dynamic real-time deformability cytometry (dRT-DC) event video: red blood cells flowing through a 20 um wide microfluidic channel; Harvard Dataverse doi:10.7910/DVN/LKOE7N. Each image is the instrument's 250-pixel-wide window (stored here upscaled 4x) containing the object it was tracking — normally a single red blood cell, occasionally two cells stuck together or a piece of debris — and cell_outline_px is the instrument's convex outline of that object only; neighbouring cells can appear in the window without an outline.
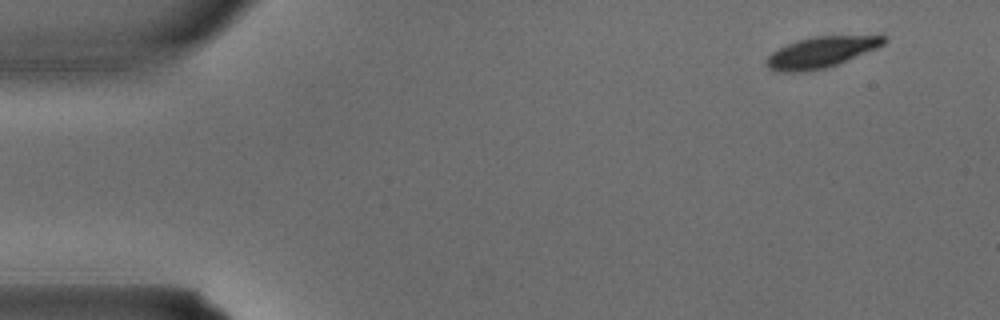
{"species": "common noctule bat (a hibernating species)", "species_latin": "Nyctalus noctula", "temperature_condition": "warm", "stored_images_in_passage": 3, "camera_frame_rate_fps": 3000, "um_per_image_px": 0.085, "animal": {"sex": "male", "body_mass_g": 15.6}, "frame": {"image": 1, "passage_image": 1, "time_ms": 0.0, "image_size_px": [1000, 320], "cell_outline_px": [[888, 40], [884, 44], [876, 48], [848, 60], [824, 68], [808, 72], [776, 72], [768, 68], [764, 64], [764, 60], [772, 52], [796, 40], [816, 36], [880, 32], [888, 36]], "centroid_in_image_um": [69.9, 4.38], "position_along_channel_um": 15.1, "area_um2": 22.2}}
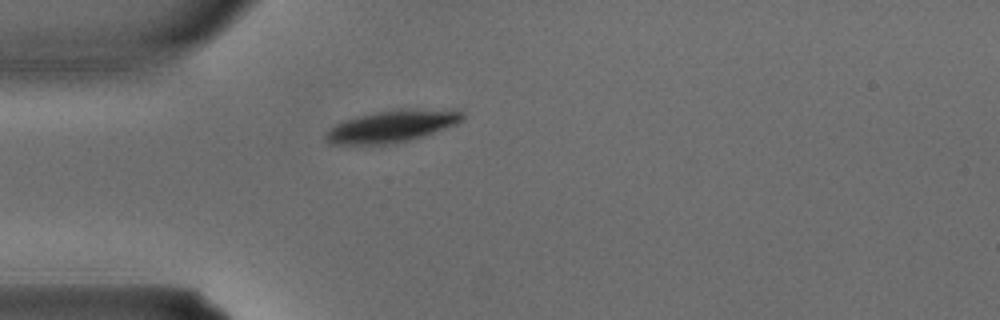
{"frame": {"image": 2, "passage_image": 3, "time_ms": 0.667, "image_size_px": [1000, 320], "cell_outline_px": [[464, 116], [456, 124], [424, 136], [408, 140], [388, 144], [332, 144], [324, 136], [336, 124], [344, 120], [376, 112], [400, 108], [460, 108], [464, 112]], "centroid_in_image_um": [33.44, 10.69], "position_along_channel_um": 51.6, "area_um2": 25.61}}